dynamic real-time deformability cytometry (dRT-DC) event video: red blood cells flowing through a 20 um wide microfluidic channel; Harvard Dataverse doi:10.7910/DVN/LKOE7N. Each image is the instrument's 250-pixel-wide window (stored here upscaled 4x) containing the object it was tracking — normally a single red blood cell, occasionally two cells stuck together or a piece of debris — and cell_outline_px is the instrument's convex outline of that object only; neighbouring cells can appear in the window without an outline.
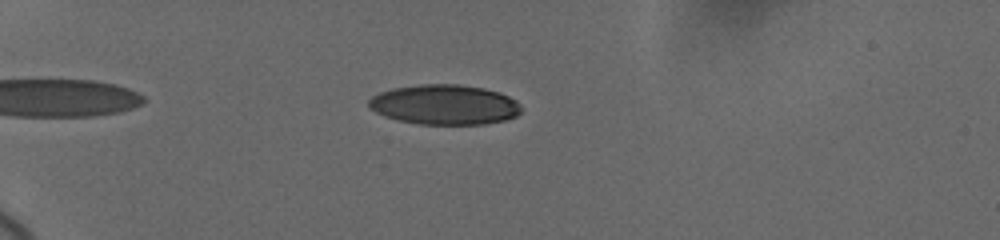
{"species": "human", "species_latin": "Homo sapiens", "temperature_condition": "cold", "stored_images_in_passage": 21, "camera_frame_rate_fps": 3000, "um_per_image_px": 0.085, "donor": {"sex": "female"}, "frame": {"image": 1, "passage_image": 15, "time_ms": 2.667, "image_size_px": [1000, 240], "cell_outline_px": [[520, 112], [516, 116], [504, 120], [484, 124], [420, 124], [400, 120], [384, 116], [376, 112], [368, 104], [368, 100], [372, 96], [380, 92], [392, 88], [420, 84], [460, 84], [484, 88], [500, 92], [516, 100], [520, 104]], "centroid_in_image_um": [37.8, 8.88], "position_along_channel_um": 47.2, "area_um2": 35.49}}